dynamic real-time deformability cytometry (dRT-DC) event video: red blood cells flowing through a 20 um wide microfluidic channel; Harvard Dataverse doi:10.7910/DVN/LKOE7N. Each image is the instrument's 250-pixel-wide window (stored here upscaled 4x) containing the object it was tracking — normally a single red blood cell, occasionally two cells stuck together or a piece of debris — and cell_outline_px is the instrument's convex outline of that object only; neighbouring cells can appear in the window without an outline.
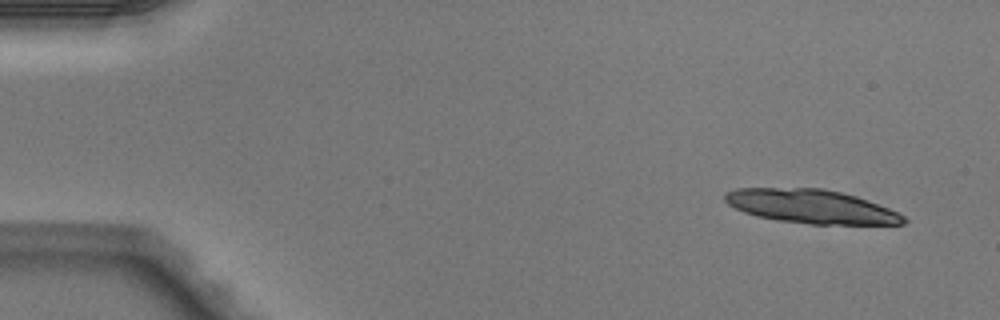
{"species": "Egyptian fruit bat (a non-hibernating species)", "species_latin": "Rousettus aegyptiacus", "temperature_condition": "warm", "stored_images_in_passage": 5, "camera_frame_rate_fps": 3000, "um_per_image_px": 0.085, "animal": {"sex": "male"}, "frame": {"image": 1, "passage_image": 1, "time_ms": 0.0, "image_size_px": [1000, 320], "cell_outline_px": [[908, 220], [904, 224], [812, 224], [776, 220], [756, 216], [744, 212], [728, 204], [724, 200], [724, 192], [736, 188], [824, 188], [856, 196], [868, 200], [900, 212]], "centroid_in_image_um": [68.96, 17.54], "position_along_channel_um": 16.0, "area_um2": 35.32}}
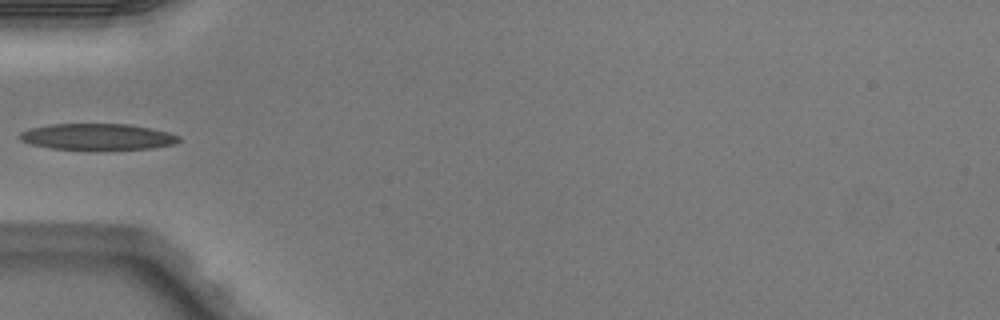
{"frame": {"image": 2, "passage_image": 5, "time_ms": 1.333, "image_size_px": [1000, 320], "cell_outline_px": [[180, 140], [176, 144], [152, 148], [52, 148], [28, 144], [20, 140], [16, 136], [20, 132], [28, 128], [48, 124], [128, 124], [152, 128], [168, 132], [180, 136]], "centroid_in_image_um": [8.24, 11.6], "position_along_channel_um": 76.8, "area_um2": 24.1}}